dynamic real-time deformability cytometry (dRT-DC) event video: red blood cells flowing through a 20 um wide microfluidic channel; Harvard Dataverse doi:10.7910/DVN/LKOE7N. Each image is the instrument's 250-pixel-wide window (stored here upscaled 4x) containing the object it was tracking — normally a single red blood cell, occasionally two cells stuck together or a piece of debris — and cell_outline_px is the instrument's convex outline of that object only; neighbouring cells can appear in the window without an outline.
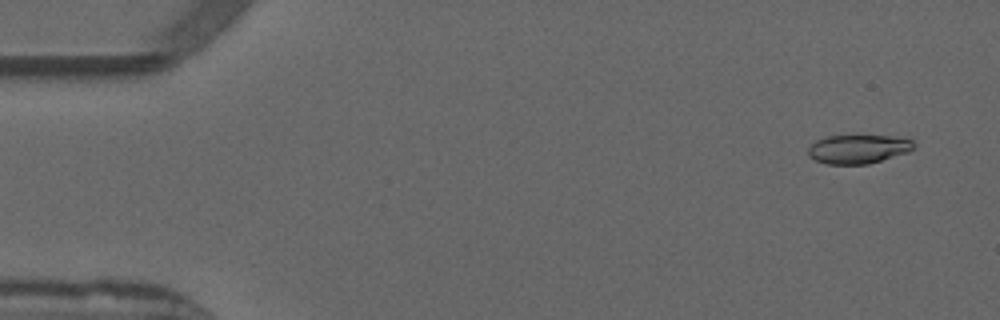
{"species": "common noctule bat (a hibernating species)", "species_latin": "Nyctalus noctula", "temperature_condition": "warm", "stored_images_in_passage": 15, "camera_frame_rate_fps": 3000, "um_per_image_px": 0.085, "animal": {"sex": "male", "forearm_length_mm": 52.5}, "frame": {"image": 1, "passage_image": 3, "time_ms": 0.667, "image_size_px": [1000, 320], "cell_outline_px": [[912, 148], [908, 152], [868, 164], [828, 164], [816, 160], [808, 156], [808, 148], [816, 140], [828, 136], [892, 136], [912, 140]], "centroid_in_image_um": [72.9, 12.67], "position_along_channel_um": 12.1, "area_um2": 17.46}}